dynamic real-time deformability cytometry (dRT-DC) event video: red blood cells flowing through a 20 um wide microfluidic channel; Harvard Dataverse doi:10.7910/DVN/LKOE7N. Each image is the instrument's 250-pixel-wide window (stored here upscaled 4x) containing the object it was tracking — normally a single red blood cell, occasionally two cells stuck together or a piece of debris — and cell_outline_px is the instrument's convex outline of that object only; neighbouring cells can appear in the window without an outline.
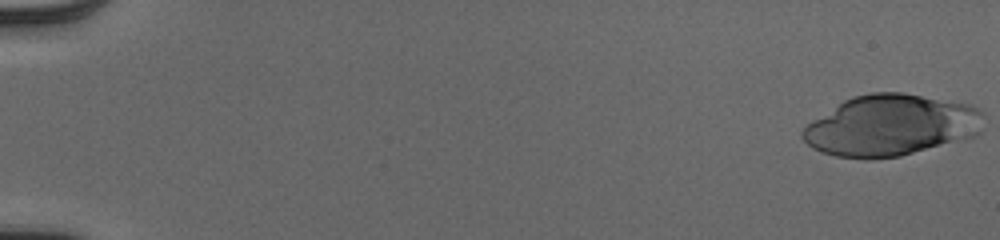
{"species": "human", "species_latin": "Homo sapiens", "temperature_condition": "cold", "stored_images_in_passage": 51, "camera_frame_rate_fps": 3000, "um_per_image_px": 0.085, "donor": {"sex": "male"}, "frame": {"image": 1, "passage_image": 1, "time_ms": 0.0, "image_size_px": [1000, 240], "cell_outline_px": [[980, 112], [956, 136], [948, 140], [900, 156], [872, 160], [864, 160], [836, 156], [812, 148], [804, 140], [800, 132], [812, 120], [844, 100], [852, 96], [872, 92], [904, 92], [972, 104]], "centroid_in_image_um": [75.37, 10.62], "position_along_channel_um": 9.6, "area_um2": 61.33}}